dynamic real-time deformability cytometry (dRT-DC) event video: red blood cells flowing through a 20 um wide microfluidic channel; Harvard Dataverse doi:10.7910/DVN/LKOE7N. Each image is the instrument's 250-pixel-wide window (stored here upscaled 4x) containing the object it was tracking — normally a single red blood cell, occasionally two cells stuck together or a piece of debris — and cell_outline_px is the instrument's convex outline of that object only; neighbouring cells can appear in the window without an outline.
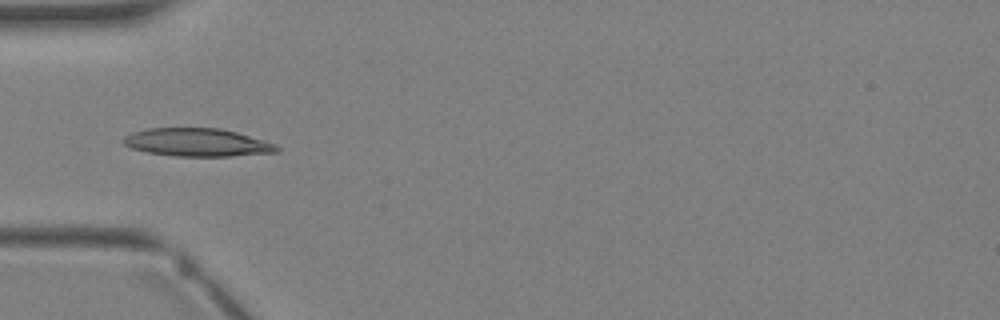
{"species": "Egyptian fruit bat (a non-hibernating species)", "species_latin": "Rousettus aegyptiacus", "temperature_condition": "warm", "stored_images_in_passage": 3, "camera_frame_rate_fps": 3000, "um_per_image_px": 0.085, "animal": {"sex": "female"}, "frame": {"image": 1, "passage_image": 3, "time_ms": 2.667, "image_size_px": [1000, 320], "cell_outline_px": [[280, 152], [228, 156], [176, 156], [148, 152], [132, 148], [124, 144], [120, 140], [124, 136], [132, 132], [148, 128], [220, 128], [236, 132], [276, 144], [280, 148]], "centroid_in_image_um": [16.75, 12.1], "position_along_channel_um": 68.2, "area_um2": 25.03}}